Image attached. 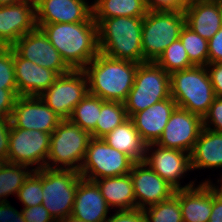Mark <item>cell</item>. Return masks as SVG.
<instances>
[{"label":"cell","mask_w":222,"mask_h":222,"mask_svg":"<svg viewBox=\"0 0 222 222\" xmlns=\"http://www.w3.org/2000/svg\"><path fill=\"white\" fill-rule=\"evenodd\" d=\"M71 70H83L99 53L97 23L93 15L85 22L37 24Z\"/></svg>","instance_id":"cell-1"},{"label":"cell","mask_w":222,"mask_h":222,"mask_svg":"<svg viewBox=\"0 0 222 222\" xmlns=\"http://www.w3.org/2000/svg\"><path fill=\"white\" fill-rule=\"evenodd\" d=\"M138 65L99 52L83 69L88 80L89 94L104 101L124 102L133 87Z\"/></svg>","instance_id":"cell-2"},{"label":"cell","mask_w":222,"mask_h":222,"mask_svg":"<svg viewBox=\"0 0 222 222\" xmlns=\"http://www.w3.org/2000/svg\"><path fill=\"white\" fill-rule=\"evenodd\" d=\"M99 52L119 60L143 63V17L94 18Z\"/></svg>","instance_id":"cell-3"},{"label":"cell","mask_w":222,"mask_h":222,"mask_svg":"<svg viewBox=\"0 0 222 222\" xmlns=\"http://www.w3.org/2000/svg\"><path fill=\"white\" fill-rule=\"evenodd\" d=\"M171 97L177 107L204 117L215 99L205 66H194L170 74Z\"/></svg>","instance_id":"cell-4"},{"label":"cell","mask_w":222,"mask_h":222,"mask_svg":"<svg viewBox=\"0 0 222 222\" xmlns=\"http://www.w3.org/2000/svg\"><path fill=\"white\" fill-rule=\"evenodd\" d=\"M91 138V134L78 125L62 120L51 133L45 168L79 171Z\"/></svg>","instance_id":"cell-5"},{"label":"cell","mask_w":222,"mask_h":222,"mask_svg":"<svg viewBox=\"0 0 222 222\" xmlns=\"http://www.w3.org/2000/svg\"><path fill=\"white\" fill-rule=\"evenodd\" d=\"M170 97V74L156 62L146 61L138 65L133 87L123 103L131 118L135 113Z\"/></svg>","instance_id":"cell-6"},{"label":"cell","mask_w":222,"mask_h":222,"mask_svg":"<svg viewBox=\"0 0 222 222\" xmlns=\"http://www.w3.org/2000/svg\"><path fill=\"white\" fill-rule=\"evenodd\" d=\"M184 25L183 10L148 11L142 22L143 62H155L171 43L179 39Z\"/></svg>","instance_id":"cell-7"},{"label":"cell","mask_w":222,"mask_h":222,"mask_svg":"<svg viewBox=\"0 0 222 222\" xmlns=\"http://www.w3.org/2000/svg\"><path fill=\"white\" fill-rule=\"evenodd\" d=\"M81 178L79 171L42 168V205L56 222L71 216Z\"/></svg>","instance_id":"cell-8"},{"label":"cell","mask_w":222,"mask_h":222,"mask_svg":"<svg viewBox=\"0 0 222 222\" xmlns=\"http://www.w3.org/2000/svg\"><path fill=\"white\" fill-rule=\"evenodd\" d=\"M135 162L126 154L109 146L103 138H91L82 167V178L94 181L129 174Z\"/></svg>","instance_id":"cell-9"},{"label":"cell","mask_w":222,"mask_h":222,"mask_svg":"<svg viewBox=\"0 0 222 222\" xmlns=\"http://www.w3.org/2000/svg\"><path fill=\"white\" fill-rule=\"evenodd\" d=\"M89 94L88 80L83 70H71L60 75L39 97L62 120H68L77 104Z\"/></svg>","instance_id":"cell-10"},{"label":"cell","mask_w":222,"mask_h":222,"mask_svg":"<svg viewBox=\"0 0 222 222\" xmlns=\"http://www.w3.org/2000/svg\"><path fill=\"white\" fill-rule=\"evenodd\" d=\"M51 134L39 130L15 128L11 124L7 162L19 165H37L34 170L46 166Z\"/></svg>","instance_id":"cell-11"},{"label":"cell","mask_w":222,"mask_h":222,"mask_svg":"<svg viewBox=\"0 0 222 222\" xmlns=\"http://www.w3.org/2000/svg\"><path fill=\"white\" fill-rule=\"evenodd\" d=\"M154 146H157L156 149ZM144 162L175 190L195 185L194 181L183 187L179 183L183 174L192 170L190 154L185 151L162 147L156 143L147 144Z\"/></svg>","instance_id":"cell-12"},{"label":"cell","mask_w":222,"mask_h":222,"mask_svg":"<svg viewBox=\"0 0 222 222\" xmlns=\"http://www.w3.org/2000/svg\"><path fill=\"white\" fill-rule=\"evenodd\" d=\"M202 129V117L176 107L156 144L190 154Z\"/></svg>","instance_id":"cell-13"},{"label":"cell","mask_w":222,"mask_h":222,"mask_svg":"<svg viewBox=\"0 0 222 222\" xmlns=\"http://www.w3.org/2000/svg\"><path fill=\"white\" fill-rule=\"evenodd\" d=\"M22 58L55 71L59 76L71 69L40 28L25 34L11 46Z\"/></svg>","instance_id":"cell-14"},{"label":"cell","mask_w":222,"mask_h":222,"mask_svg":"<svg viewBox=\"0 0 222 222\" xmlns=\"http://www.w3.org/2000/svg\"><path fill=\"white\" fill-rule=\"evenodd\" d=\"M15 128L51 134L62 121L39 96H18L11 114Z\"/></svg>","instance_id":"cell-15"},{"label":"cell","mask_w":222,"mask_h":222,"mask_svg":"<svg viewBox=\"0 0 222 222\" xmlns=\"http://www.w3.org/2000/svg\"><path fill=\"white\" fill-rule=\"evenodd\" d=\"M136 208L145 209L169 199L175 189L155 173L145 162H135L130 172Z\"/></svg>","instance_id":"cell-16"},{"label":"cell","mask_w":222,"mask_h":222,"mask_svg":"<svg viewBox=\"0 0 222 222\" xmlns=\"http://www.w3.org/2000/svg\"><path fill=\"white\" fill-rule=\"evenodd\" d=\"M36 28L35 2L33 0L0 6L1 47H11L22 36Z\"/></svg>","instance_id":"cell-17"},{"label":"cell","mask_w":222,"mask_h":222,"mask_svg":"<svg viewBox=\"0 0 222 222\" xmlns=\"http://www.w3.org/2000/svg\"><path fill=\"white\" fill-rule=\"evenodd\" d=\"M37 24L85 22L93 15L86 0H35Z\"/></svg>","instance_id":"cell-18"},{"label":"cell","mask_w":222,"mask_h":222,"mask_svg":"<svg viewBox=\"0 0 222 222\" xmlns=\"http://www.w3.org/2000/svg\"><path fill=\"white\" fill-rule=\"evenodd\" d=\"M13 63L18 96H40L59 77L55 71L22 58L14 49Z\"/></svg>","instance_id":"cell-19"},{"label":"cell","mask_w":222,"mask_h":222,"mask_svg":"<svg viewBox=\"0 0 222 222\" xmlns=\"http://www.w3.org/2000/svg\"><path fill=\"white\" fill-rule=\"evenodd\" d=\"M109 206L94 181L79 180L71 216L87 222H105Z\"/></svg>","instance_id":"cell-20"},{"label":"cell","mask_w":222,"mask_h":222,"mask_svg":"<svg viewBox=\"0 0 222 222\" xmlns=\"http://www.w3.org/2000/svg\"><path fill=\"white\" fill-rule=\"evenodd\" d=\"M176 107V102L170 97L155 103L146 110L135 113L131 117L135 128L146 144L158 141Z\"/></svg>","instance_id":"cell-21"},{"label":"cell","mask_w":222,"mask_h":222,"mask_svg":"<svg viewBox=\"0 0 222 222\" xmlns=\"http://www.w3.org/2000/svg\"><path fill=\"white\" fill-rule=\"evenodd\" d=\"M183 12L185 24L206 40L222 27V2L190 1Z\"/></svg>","instance_id":"cell-22"},{"label":"cell","mask_w":222,"mask_h":222,"mask_svg":"<svg viewBox=\"0 0 222 222\" xmlns=\"http://www.w3.org/2000/svg\"><path fill=\"white\" fill-rule=\"evenodd\" d=\"M213 183L203 181L197 187L178 190L183 222H208L212 212Z\"/></svg>","instance_id":"cell-23"},{"label":"cell","mask_w":222,"mask_h":222,"mask_svg":"<svg viewBox=\"0 0 222 222\" xmlns=\"http://www.w3.org/2000/svg\"><path fill=\"white\" fill-rule=\"evenodd\" d=\"M191 169L222 167V133L203 127L190 153Z\"/></svg>","instance_id":"cell-24"},{"label":"cell","mask_w":222,"mask_h":222,"mask_svg":"<svg viewBox=\"0 0 222 222\" xmlns=\"http://www.w3.org/2000/svg\"><path fill=\"white\" fill-rule=\"evenodd\" d=\"M109 208L118 207V211L136 208L134 189L130 173L116 177L94 180Z\"/></svg>","instance_id":"cell-25"},{"label":"cell","mask_w":222,"mask_h":222,"mask_svg":"<svg viewBox=\"0 0 222 222\" xmlns=\"http://www.w3.org/2000/svg\"><path fill=\"white\" fill-rule=\"evenodd\" d=\"M103 139L109 146L128 155L134 162H144L147 144L142 140L130 117Z\"/></svg>","instance_id":"cell-26"},{"label":"cell","mask_w":222,"mask_h":222,"mask_svg":"<svg viewBox=\"0 0 222 222\" xmlns=\"http://www.w3.org/2000/svg\"><path fill=\"white\" fill-rule=\"evenodd\" d=\"M93 18L144 17L148 13L144 0H94Z\"/></svg>","instance_id":"cell-27"},{"label":"cell","mask_w":222,"mask_h":222,"mask_svg":"<svg viewBox=\"0 0 222 222\" xmlns=\"http://www.w3.org/2000/svg\"><path fill=\"white\" fill-rule=\"evenodd\" d=\"M29 170L27 165H19L7 161L0 166V202H8L5 197L11 194H16L17 196L24 182L35 171L33 168Z\"/></svg>","instance_id":"cell-28"},{"label":"cell","mask_w":222,"mask_h":222,"mask_svg":"<svg viewBox=\"0 0 222 222\" xmlns=\"http://www.w3.org/2000/svg\"><path fill=\"white\" fill-rule=\"evenodd\" d=\"M123 102L105 101L102 104L96 128L90 133L92 138H103L128 119Z\"/></svg>","instance_id":"cell-29"},{"label":"cell","mask_w":222,"mask_h":222,"mask_svg":"<svg viewBox=\"0 0 222 222\" xmlns=\"http://www.w3.org/2000/svg\"><path fill=\"white\" fill-rule=\"evenodd\" d=\"M104 102L101 98L88 94L75 106L68 120L78 125L82 130L91 133L96 128Z\"/></svg>","instance_id":"cell-30"},{"label":"cell","mask_w":222,"mask_h":222,"mask_svg":"<svg viewBox=\"0 0 222 222\" xmlns=\"http://www.w3.org/2000/svg\"><path fill=\"white\" fill-rule=\"evenodd\" d=\"M179 39L194 66H206L209 63L208 40L202 38L186 24L181 29Z\"/></svg>","instance_id":"cell-31"},{"label":"cell","mask_w":222,"mask_h":222,"mask_svg":"<svg viewBox=\"0 0 222 222\" xmlns=\"http://www.w3.org/2000/svg\"><path fill=\"white\" fill-rule=\"evenodd\" d=\"M143 213L146 222H183L178 190L169 199L143 209Z\"/></svg>","instance_id":"cell-32"},{"label":"cell","mask_w":222,"mask_h":222,"mask_svg":"<svg viewBox=\"0 0 222 222\" xmlns=\"http://www.w3.org/2000/svg\"><path fill=\"white\" fill-rule=\"evenodd\" d=\"M155 62L168 74L194 67L180 39L171 43Z\"/></svg>","instance_id":"cell-33"},{"label":"cell","mask_w":222,"mask_h":222,"mask_svg":"<svg viewBox=\"0 0 222 222\" xmlns=\"http://www.w3.org/2000/svg\"><path fill=\"white\" fill-rule=\"evenodd\" d=\"M18 199L24 204L23 208H29L43 203L42 169L35 170L20 188Z\"/></svg>","instance_id":"cell-34"},{"label":"cell","mask_w":222,"mask_h":222,"mask_svg":"<svg viewBox=\"0 0 222 222\" xmlns=\"http://www.w3.org/2000/svg\"><path fill=\"white\" fill-rule=\"evenodd\" d=\"M0 88L17 89L12 47L0 46Z\"/></svg>","instance_id":"cell-35"},{"label":"cell","mask_w":222,"mask_h":222,"mask_svg":"<svg viewBox=\"0 0 222 222\" xmlns=\"http://www.w3.org/2000/svg\"><path fill=\"white\" fill-rule=\"evenodd\" d=\"M203 127L222 133V97H215L208 112L202 118ZM212 125V127H210Z\"/></svg>","instance_id":"cell-36"},{"label":"cell","mask_w":222,"mask_h":222,"mask_svg":"<svg viewBox=\"0 0 222 222\" xmlns=\"http://www.w3.org/2000/svg\"><path fill=\"white\" fill-rule=\"evenodd\" d=\"M17 97V89L0 88V118L11 117Z\"/></svg>","instance_id":"cell-37"},{"label":"cell","mask_w":222,"mask_h":222,"mask_svg":"<svg viewBox=\"0 0 222 222\" xmlns=\"http://www.w3.org/2000/svg\"><path fill=\"white\" fill-rule=\"evenodd\" d=\"M21 212L25 222H56L42 204L23 208Z\"/></svg>","instance_id":"cell-38"},{"label":"cell","mask_w":222,"mask_h":222,"mask_svg":"<svg viewBox=\"0 0 222 222\" xmlns=\"http://www.w3.org/2000/svg\"><path fill=\"white\" fill-rule=\"evenodd\" d=\"M148 11H179L184 10V0H144Z\"/></svg>","instance_id":"cell-39"},{"label":"cell","mask_w":222,"mask_h":222,"mask_svg":"<svg viewBox=\"0 0 222 222\" xmlns=\"http://www.w3.org/2000/svg\"><path fill=\"white\" fill-rule=\"evenodd\" d=\"M105 222H146L145 215L141 209L116 210Z\"/></svg>","instance_id":"cell-40"},{"label":"cell","mask_w":222,"mask_h":222,"mask_svg":"<svg viewBox=\"0 0 222 222\" xmlns=\"http://www.w3.org/2000/svg\"><path fill=\"white\" fill-rule=\"evenodd\" d=\"M209 63H222V27L208 40Z\"/></svg>","instance_id":"cell-41"},{"label":"cell","mask_w":222,"mask_h":222,"mask_svg":"<svg viewBox=\"0 0 222 222\" xmlns=\"http://www.w3.org/2000/svg\"><path fill=\"white\" fill-rule=\"evenodd\" d=\"M215 96L222 97V63H208L206 66Z\"/></svg>","instance_id":"cell-42"},{"label":"cell","mask_w":222,"mask_h":222,"mask_svg":"<svg viewBox=\"0 0 222 222\" xmlns=\"http://www.w3.org/2000/svg\"><path fill=\"white\" fill-rule=\"evenodd\" d=\"M11 130V119L0 118V157L7 161L9 150V136Z\"/></svg>","instance_id":"cell-43"},{"label":"cell","mask_w":222,"mask_h":222,"mask_svg":"<svg viewBox=\"0 0 222 222\" xmlns=\"http://www.w3.org/2000/svg\"><path fill=\"white\" fill-rule=\"evenodd\" d=\"M0 222H25L22 212L8 202H0Z\"/></svg>","instance_id":"cell-44"},{"label":"cell","mask_w":222,"mask_h":222,"mask_svg":"<svg viewBox=\"0 0 222 222\" xmlns=\"http://www.w3.org/2000/svg\"><path fill=\"white\" fill-rule=\"evenodd\" d=\"M208 222H222V186L213 185L212 212Z\"/></svg>","instance_id":"cell-45"},{"label":"cell","mask_w":222,"mask_h":222,"mask_svg":"<svg viewBox=\"0 0 222 222\" xmlns=\"http://www.w3.org/2000/svg\"><path fill=\"white\" fill-rule=\"evenodd\" d=\"M25 0H0V6L16 4Z\"/></svg>","instance_id":"cell-46"},{"label":"cell","mask_w":222,"mask_h":222,"mask_svg":"<svg viewBox=\"0 0 222 222\" xmlns=\"http://www.w3.org/2000/svg\"><path fill=\"white\" fill-rule=\"evenodd\" d=\"M60 222H77V219L72 216H69L66 220Z\"/></svg>","instance_id":"cell-47"},{"label":"cell","mask_w":222,"mask_h":222,"mask_svg":"<svg viewBox=\"0 0 222 222\" xmlns=\"http://www.w3.org/2000/svg\"><path fill=\"white\" fill-rule=\"evenodd\" d=\"M194 1H211V2H222V0H194Z\"/></svg>","instance_id":"cell-48"},{"label":"cell","mask_w":222,"mask_h":222,"mask_svg":"<svg viewBox=\"0 0 222 222\" xmlns=\"http://www.w3.org/2000/svg\"><path fill=\"white\" fill-rule=\"evenodd\" d=\"M5 161L0 157V166L4 163Z\"/></svg>","instance_id":"cell-49"},{"label":"cell","mask_w":222,"mask_h":222,"mask_svg":"<svg viewBox=\"0 0 222 222\" xmlns=\"http://www.w3.org/2000/svg\"><path fill=\"white\" fill-rule=\"evenodd\" d=\"M77 222H87V221L77 219Z\"/></svg>","instance_id":"cell-50"},{"label":"cell","mask_w":222,"mask_h":222,"mask_svg":"<svg viewBox=\"0 0 222 222\" xmlns=\"http://www.w3.org/2000/svg\"><path fill=\"white\" fill-rule=\"evenodd\" d=\"M184 1L187 3V2H190V1H194V0H184Z\"/></svg>","instance_id":"cell-51"}]
</instances>
